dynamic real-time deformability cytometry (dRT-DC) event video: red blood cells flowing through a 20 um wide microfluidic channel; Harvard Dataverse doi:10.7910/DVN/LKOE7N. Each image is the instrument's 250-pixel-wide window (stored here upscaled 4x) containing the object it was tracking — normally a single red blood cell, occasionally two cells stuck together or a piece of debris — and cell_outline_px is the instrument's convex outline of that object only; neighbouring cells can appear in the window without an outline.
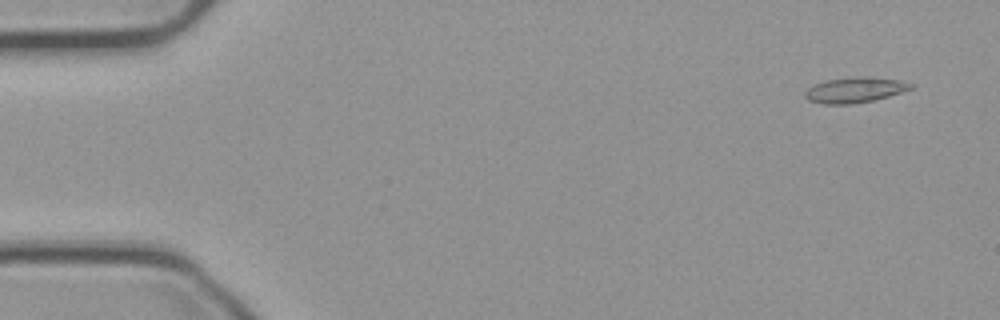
{"species": "common noctule bat (a hibernating species)", "species_latin": "Nyctalus noctula", "temperature_condition": "cold", "stored_images_in_passage": 54, "camera_frame_rate_fps": 3000, "um_per_image_px": 0.085, "animal": {"sex": "male", "body_mass_g": 23.1, "forearm_length_mm": 52.7}, "frame": {"image": 1, "passage_image": 4, "time_ms": 1.0, "image_size_px": [1000, 320], "cell_outline_px": [[912, 88], [888, 96], [872, 100], [852, 104], [820, 104], [808, 100], [804, 96], [804, 92], [808, 88], [824, 80], [900, 80], [912, 84]], "centroid_in_image_um": [72.55, 7.72], "position_along_channel_um": 12.4, "area_um2": 14.39}}
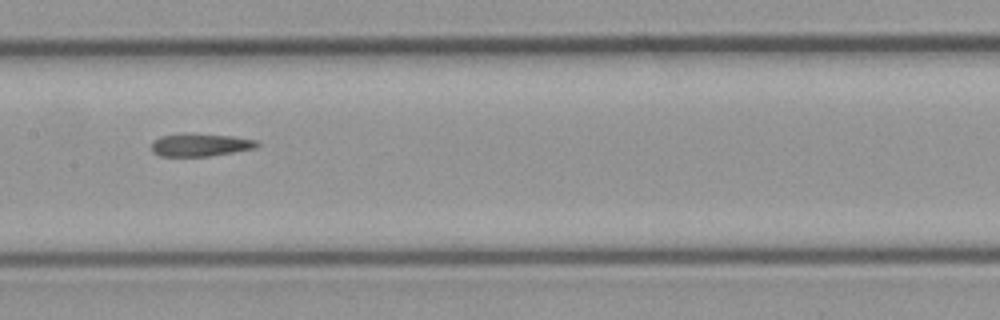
{"frame": {"image": 2, "passage_image": 28, "time_ms": 9.0, "image_size_px": [1000, 320], "cell_outline_px": [[260, 144], [256, 148], [208, 156], [160, 156], [152, 152], [152, 140], [160, 136], [180, 132], [184, 132], [232, 136], [256, 140]], "centroid_in_image_um": [16.97, 12.29], "position_along_channel_um": 190.4, "area_um2": 14.28}}
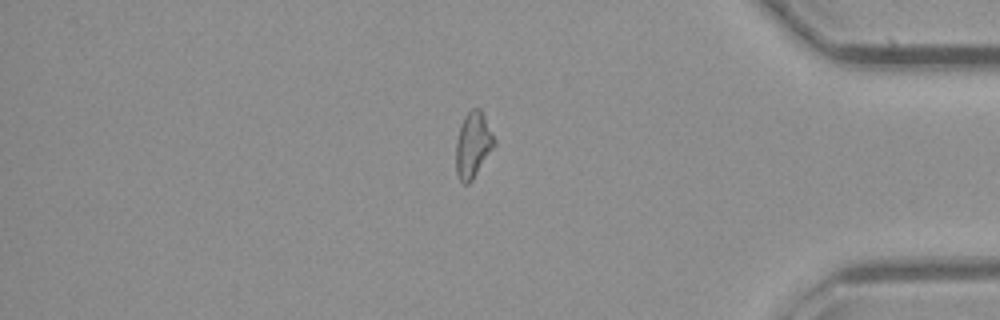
{"frame": {"image": 3, "passage_image": 47, "time_ms": 15.333, "image_size_px": [1000, 320], "cell_outline_px": [[496, 144], [472, 180], [468, 184], [464, 184], [460, 180], [456, 172], [456, 140], [460, 124], [464, 116], [472, 108], [480, 108], [496, 140]], "centroid_in_image_um": [40.2, 12.3], "position_along_channel_um": 395.0, "area_um2": 14.68}}